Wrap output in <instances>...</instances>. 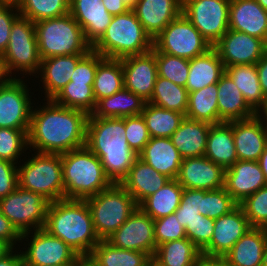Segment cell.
Here are the masks:
<instances>
[{"label":"cell","mask_w":267,"mask_h":266,"mask_svg":"<svg viewBox=\"0 0 267 266\" xmlns=\"http://www.w3.org/2000/svg\"><path fill=\"white\" fill-rule=\"evenodd\" d=\"M32 109L28 147L40 153L63 154L86 145L88 114L46 100Z\"/></svg>","instance_id":"6da1fadb"},{"label":"cell","mask_w":267,"mask_h":266,"mask_svg":"<svg viewBox=\"0 0 267 266\" xmlns=\"http://www.w3.org/2000/svg\"><path fill=\"white\" fill-rule=\"evenodd\" d=\"M85 146L100 159L112 184H120L138 158L125 137V117L100 118L89 114Z\"/></svg>","instance_id":"7a4b0ae2"},{"label":"cell","mask_w":267,"mask_h":266,"mask_svg":"<svg viewBox=\"0 0 267 266\" xmlns=\"http://www.w3.org/2000/svg\"><path fill=\"white\" fill-rule=\"evenodd\" d=\"M43 229L64 241L81 258H87L100 242L86 200L61 199L50 202Z\"/></svg>","instance_id":"3957f363"},{"label":"cell","mask_w":267,"mask_h":266,"mask_svg":"<svg viewBox=\"0 0 267 266\" xmlns=\"http://www.w3.org/2000/svg\"><path fill=\"white\" fill-rule=\"evenodd\" d=\"M61 164L64 199L85 200L112 185L100 159L86 146L61 154Z\"/></svg>","instance_id":"277c9868"},{"label":"cell","mask_w":267,"mask_h":266,"mask_svg":"<svg viewBox=\"0 0 267 266\" xmlns=\"http://www.w3.org/2000/svg\"><path fill=\"white\" fill-rule=\"evenodd\" d=\"M153 49V39L132 9L112 17L103 36L92 50L106 58L123 59Z\"/></svg>","instance_id":"5b68a950"},{"label":"cell","mask_w":267,"mask_h":266,"mask_svg":"<svg viewBox=\"0 0 267 266\" xmlns=\"http://www.w3.org/2000/svg\"><path fill=\"white\" fill-rule=\"evenodd\" d=\"M34 25L41 60L61 55L87 54L92 49L83 29L70 13L40 20Z\"/></svg>","instance_id":"8992f818"},{"label":"cell","mask_w":267,"mask_h":266,"mask_svg":"<svg viewBox=\"0 0 267 266\" xmlns=\"http://www.w3.org/2000/svg\"><path fill=\"white\" fill-rule=\"evenodd\" d=\"M92 215L93 226L100 240H107L138 207L133 197L120 185L85 199Z\"/></svg>","instance_id":"52a82bcc"},{"label":"cell","mask_w":267,"mask_h":266,"mask_svg":"<svg viewBox=\"0 0 267 266\" xmlns=\"http://www.w3.org/2000/svg\"><path fill=\"white\" fill-rule=\"evenodd\" d=\"M34 153L18 165V186L39 193L50 202L64 199L61 154Z\"/></svg>","instance_id":"ba28073f"},{"label":"cell","mask_w":267,"mask_h":266,"mask_svg":"<svg viewBox=\"0 0 267 266\" xmlns=\"http://www.w3.org/2000/svg\"><path fill=\"white\" fill-rule=\"evenodd\" d=\"M7 49L1 55L5 70L10 78L13 73L36 76L40 68L41 58L38 51L34 22L19 16L11 27Z\"/></svg>","instance_id":"9c48e42d"},{"label":"cell","mask_w":267,"mask_h":266,"mask_svg":"<svg viewBox=\"0 0 267 266\" xmlns=\"http://www.w3.org/2000/svg\"><path fill=\"white\" fill-rule=\"evenodd\" d=\"M50 201L43 195L17 186L0 199V210L20 234L43 229Z\"/></svg>","instance_id":"30bf717a"},{"label":"cell","mask_w":267,"mask_h":266,"mask_svg":"<svg viewBox=\"0 0 267 266\" xmlns=\"http://www.w3.org/2000/svg\"><path fill=\"white\" fill-rule=\"evenodd\" d=\"M161 53L191 60L212 48L194 25L181 13L153 39Z\"/></svg>","instance_id":"8fae6325"},{"label":"cell","mask_w":267,"mask_h":266,"mask_svg":"<svg viewBox=\"0 0 267 266\" xmlns=\"http://www.w3.org/2000/svg\"><path fill=\"white\" fill-rule=\"evenodd\" d=\"M33 232L21 234V240L28 242L26 251L21 252L24 265L75 266L82 259L64 241L50 235L45 229ZM28 237H31L30 242Z\"/></svg>","instance_id":"7c38bea8"},{"label":"cell","mask_w":267,"mask_h":266,"mask_svg":"<svg viewBox=\"0 0 267 266\" xmlns=\"http://www.w3.org/2000/svg\"><path fill=\"white\" fill-rule=\"evenodd\" d=\"M231 0H182V13L213 45L229 29Z\"/></svg>","instance_id":"4fadbf2b"},{"label":"cell","mask_w":267,"mask_h":266,"mask_svg":"<svg viewBox=\"0 0 267 266\" xmlns=\"http://www.w3.org/2000/svg\"><path fill=\"white\" fill-rule=\"evenodd\" d=\"M27 86L16 74L0 85V128L29 129L34 106Z\"/></svg>","instance_id":"5bb4252c"},{"label":"cell","mask_w":267,"mask_h":266,"mask_svg":"<svg viewBox=\"0 0 267 266\" xmlns=\"http://www.w3.org/2000/svg\"><path fill=\"white\" fill-rule=\"evenodd\" d=\"M107 241L116 248L145 252L153 257L157 249L154 220L138 206Z\"/></svg>","instance_id":"9a60e30c"},{"label":"cell","mask_w":267,"mask_h":266,"mask_svg":"<svg viewBox=\"0 0 267 266\" xmlns=\"http://www.w3.org/2000/svg\"><path fill=\"white\" fill-rule=\"evenodd\" d=\"M224 67L256 64L267 52V44L247 33L228 29L213 45Z\"/></svg>","instance_id":"2e32d148"},{"label":"cell","mask_w":267,"mask_h":266,"mask_svg":"<svg viewBox=\"0 0 267 266\" xmlns=\"http://www.w3.org/2000/svg\"><path fill=\"white\" fill-rule=\"evenodd\" d=\"M252 226L238 205L230 213L214 219V230L210 244L201 252L204 259L221 260L234 244Z\"/></svg>","instance_id":"e0dca14e"},{"label":"cell","mask_w":267,"mask_h":266,"mask_svg":"<svg viewBox=\"0 0 267 266\" xmlns=\"http://www.w3.org/2000/svg\"><path fill=\"white\" fill-rule=\"evenodd\" d=\"M121 62L124 88L148 102L158 77L156 48L153 46V49L146 53L125 57L121 59Z\"/></svg>","instance_id":"ac0fdd59"},{"label":"cell","mask_w":267,"mask_h":266,"mask_svg":"<svg viewBox=\"0 0 267 266\" xmlns=\"http://www.w3.org/2000/svg\"><path fill=\"white\" fill-rule=\"evenodd\" d=\"M225 169L206 156L184 158L176 180L184 189L216 190L224 187Z\"/></svg>","instance_id":"d6986e66"},{"label":"cell","mask_w":267,"mask_h":266,"mask_svg":"<svg viewBox=\"0 0 267 266\" xmlns=\"http://www.w3.org/2000/svg\"><path fill=\"white\" fill-rule=\"evenodd\" d=\"M265 185L267 181L258 161L238 160L225 169L224 188L238 204Z\"/></svg>","instance_id":"ffe728a7"},{"label":"cell","mask_w":267,"mask_h":266,"mask_svg":"<svg viewBox=\"0 0 267 266\" xmlns=\"http://www.w3.org/2000/svg\"><path fill=\"white\" fill-rule=\"evenodd\" d=\"M233 137L238 160L258 161L267 143V127L255 115L232 121Z\"/></svg>","instance_id":"44dd1931"},{"label":"cell","mask_w":267,"mask_h":266,"mask_svg":"<svg viewBox=\"0 0 267 266\" xmlns=\"http://www.w3.org/2000/svg\"><path fill=\"white\" fill-rule=\"evenodd\" d=\"M69 13L81 26L91 46L103 36L113 17L102 0H70Z\"/></svg>","instance_id":"7402d4cb"},{"label":"cell","mask_w":267,"mask_h":266,"mask_svg":"<svg viewBox=\"0 0 267 266\" xmlns=\"http://www.w3.org/2000/svg\"><path fill=\"white\" fill-rule=\"evenodd\" d=\"M132 10L154 39L182 13V0H138Z\"/></svg>","instance_id":"603a6c76"},{"label":"cell","mask_w":267,"mask_h":266,"mask_svg":"<svg viewBox=\"0 0 267 266\" xmlns=\"http://www.w3.org/2000/svg\"><path fill=\"white\" fill-rule=\"evenodd\" d=\"M229 29L247 33L267 44V11L256 0H231Z\"/></svg>","instance_id":"cb8c5ba5"},{"label":"cell","mask_w":267,"mask_h":266,"mask_svg":"<svg viewBox=\"0 0 267 266\" xmlns=\"http://www.w3.org/2000/svg\"><path fill=\"white\" fill-rule=\"evenodd\" d=\"M86 54L61 55L41 60L38 75L46 100H53L70 81L77 63Z\"/></svg>","instance_id":"d4e9b609"},{"label":"cell","mask_w":267,"mask_h":266,"mask_svg":"<svg viewBox=\"0 0 267 266\" xmlns=\"http://www.w3.org/2000/svg\"><path fill=\"white\" fill-rule=\"evenodd\" d=\"M169 180L170 178L166 175L159 173L138 157L120 185L133 197L139 206Z\"/></svg>","instance_id":"484cf974"},{"label":"cell","mask_w":267,"mask_h":266,"mask_svg":"<svg viewBox=\"0 0 267 266\" xmlns=\"http://www.w3.org/2000/svg\"><path fill=\"white\" fill-rule=\"evenodd\" d=\"M267 243V228L252 227L226 253L221 261L226 266H262Z\"/></svg>","instance_id":"4316f807"},{"label":"cell","mask_w":267,"mask_h":266,"mask_svg":"<svg viewBox=\"0 0 267 266\" xmlns=\"http://www.w3.org/2000/svg\"><path fill=\"white\" fill-rule=\"evenodd\" d=\"M138 157L170 179H176L183 160L171 139L164 137H151Z\"/></svg>","instance_id":"83f0119b"},{"label":"cell","mask_w":267,"mask_h":266,"mask_svg":"<svg viewBox=\"0 0 267 266\" xmlns=\"http://www.w3.org/2000/svg\"><path fill=\"white\" fill-rule=\"evenodd\" d=\"M211 124L185 117L170 136L182 158L204 156Z\"/></svg>","instance_id":"f1b7e54d"},{"label":"cell","mask_w":267,"mask_h":266,"mask_svg":"<svg viewBox=\"0 0 267 266\" xmlns=\"http://www.w3.org/2000/svg\"><path fill=\"white\" fill-rule=\"evenodd\" d=\"M218 114L223 122L244 120L256 115L233 80L224 73L217 82Z\"/></svg>","instance_id":"f546056e"},{"label":"cell","mask_w":267,"mask_h":266,"mask_svg":"<svg viewBox=\"0 0 267 266\" xmlns=\"http://www.w3.org/2000/svg\"><path fill=\"white\" fill-rule=\"evenodd\" d=\"M204 156L224 169L238 161L232 121L211 125Z\"/></svg>","instance_id":"4dcf8cb0"},{"label":"cell","mask_w":267,"mask_h":266,"mask_svg":"<svg viewBox=\"0 0 267 266\" xmlns=\"http://www.w3.org/2000/svg\"><path fill=\"white\" fill-rule=\"evenodd\" d=\"M225 73V67L212 47L206 53L189 60V73L185 88L188 93L216 84Z\"/></svg>","instance_id":"1f68e13d"},{"label":"cell","mask_w":267,"mask_h":266,"mask_svg":"<svg viewBox=\"0 0 267 266\" xmlns=\"http://www.w3.org/2000/svg\"><path fill=\"white\" fill-rule=\"evenodd\" d=\"M146 101L123 88L109 97L100 99L91 113L100 118H124L142 114Z\"/></svg>","instance_id":"d6a6232c"},{"label":"cell","mask_w":267,"mask_h":266,"mask_svg":"<svg viewBox=\"0 0 267 266\" xmlns=\"http://www.w3.org/2000/svg\"><path fill=\"white\" fill-rule=\"evenodd\" d=\"M87 259L93 266H146L151 256L145 252L116 248L107 240H100Z\"/></svg>","instance_id":"836d02e7"},{"label":"cell","mask_w":267,"mask_h":266,"mask_svg":"<svg viewBox=\"0 0 267 266\" xmlns=\"http://www.w3.org/2000/svg\"><path fill=\"white\" fill-rule=\"evenodd\" d=\"M248 105L257 112L264 104L265 96L259 82L256 64L233 65L225 68Z\"/></svg>","instance_id":"e575fe53"},{"label":"cell","mask_w":267,"mask_h":266,"mask_svg":"<svg viewBox=\"0 0 267 266\" xmlns=\"http://www.w3.org/2000/svg\"><path fill=\"white\" fill-rule=\"evenodd\" d=\"M183 189L176 179H170L157 192L147 197L139 207L153 220L166 217L179 207Z\"/></svg>","instance_id":"d590c367"},{"label":"cell","mask_w":267,"mask_h":266,"mask_svg":"<svg viewBox=\"0 0 267 266\" xmlns=\"http://www.w3.org/2000/svg\"><path fill=\"white\" fill-rule=\"evenodd\" d=\"M153 258L162 266H197L203 259L201 251L188 238L162 243Z\"/></svg>","instance_id":"8d00e7d4"},{"label":"cell","mask_w":267,"mask_h":266,"mask_svg":"<svg viewBox=\"0 0 267 266\" xmlns=\"http://www.w3.org/2000/svg\"><path fill=\"white\" fill-rule=\"evenodd\" d=\"M218 88L217 83L208 85L200 90L188 94V106L185 117L207 122L209 124H218L223 121L218 114Z\"/></svg>","instance_id":"74e56055"},{"label":"cell","mask_w":267,"mask_h":266,"mask_svg":"<svg viewBox=\"0 0 267 266\" xmlns=\"http://www.w3.org/2000/svg\"><path fill=\"white\" fill-rule=\"evenodd\" d=\"M124 88V74L121 59L104 57L97 65L93 82L96 103Z\"/></svg>","instance_id":"f35d334b"},{"label":"cell","mask_w":267,"mask_h":266,"mask_svg":"<svg viewBox=\"0 0 267 266\" xmlns=\"http://www.w3.org/2000/svg\"><path fill=\"white\" fill-rule=\"evenodd\" d=\"M147 129L151 137L170 138L179 127L185 115L173 110H167L146 102L142 111Z\"/></svg>","instance_id":"ab89813d"},{"label":"cell","mask_w":267,"mask_h":266,"mask_svg":"<svg viewBox=\"0 0 267 266\" xmlns=\"http://www.w3.org/2000/svg\"><path fill=\"white\" fill-rule=\"evenodd\" d=\"M188 94L184 86L158 76L154 85L153 94L148 102L155 106L186 115Z\"/></svg>","instance_id":"60d3db41"},{"label":"cell","mask_w":267,"mask_h":266,"mask_svg":"<svg viewBox=\"0 0 267 266\" xmlns=\"http://www.w3.org/2000/svg\"><path fill=\"white\" fill-rule=\"evenodd\" d=\"M53 101L64 107L85 111L89 115L96 107L93 83L69 81Z\"/></svg>","instance_id":"b9f144b4"},{"label":"cell","mask_w":267,"mask_h":266,"mask_svg":"<svg viewBox=\"0 0 267 266\" xmlns=\"http://www.w3.org/2000/svg\"><path fill=\"white\" fill-rule=\"evenodd\" d=\"M70 0H23L17 7L20 16L36 23L69 13Z\"/></svg>","instance_id":"7bdbcfd3"},{"label":"cell","mask_w":267,"mask_h":266,"mask_svg":"<svg viewBox=\"0 0 267 266\" xmlns=\"http://www.w3.org/2000/svg\"><path fill=\"white\" fill-rule=\"evenodd\" d=\"M28 130L0 128V159L18 163L22 152L25 153L29 148Z\"/></svg>","instance_id":"ee69618b"},{"label":"cell","mask_w":267,"mask_h":266,"mask_svg":"<svg viewBox=\"0 0 267 266\" xmlns=\"http://www.w3.org/2000/svg\"><path fill=\"white\" fill-rule=\"evenodd\" d=\"M156 64L158 76L185 87L189 73V60L161 53L156 49Z\"/></svg>","instance_id":"f6af8a7d"},{"label":"cell","mask_w":267,"mask_h":266,"mask_svg":"<svg viewBox=\"0 0 267 266\" xmlns=\"http://www.w3.org/2000/svg\"><path fill=\"white\" fill-rule=\"evenodd\" d=\"M238 205L224 187L216 190H204V198H201V214L217 219L230 213Z\"/></svg>","instance_id":"bcb514c9"},{"label":"cell","mask_w":267,"mask_h":266,"mask_svg":"<svg viewBox=\"0 0 267 266\" xmlns=\"http://www.w3.org/2000/svg\"><path fill=\"white\" fill-rule=\"evenodd\" d=\"M239 206L252 227L267 228V185L245 198Z\"/></svg>","instance_id":"7dc6e473"},{"label":"cell","mask_w":267,"mask_h":266,"mask_svg":"<svg viewBox=\"0 0 267 266\" xmlns=\"http://www.w3.org/2000/svg\"><path fill=\"white\" fill-rule=\"evenodd\" d=\"M201 198H204V190L183 189L182 199L175 214L184 228L200 217Z\"/></svg>","instance_id":"c3c4849f"},{"label":"cell","mask_w":267,"mask_h":266,"mask_svg":"<svg viewBox=\"0 0 267 266\" xmlns=\"http://www.w3.org/2000/svg\"><path fill=\"white\" fill-rule=\"evenodd\" d=\"M125 137L128 146L139 155L151 138L145 119L141 114L125 117Z\"/></svg>","instance_id":"681fc988"},{"label":"cell","mask_w":267,"mask_h":266,"mask_svg":"<svg viewBox=\"0 0 267 266\" xmlns=\"http://www.w3.org/2000/svg\"><path fill=\"white\" fill-rule=\"evenodd\" d=\"M179 222L175 212L166 217L154 220L156 246L162 243L187 238L185 228Z\"/></svg>","instance_id":"f907efd6"},{"label":"cell","mask_w":267,"mask_h":266,"mask_svg":"<svg viewBox=\"0 0 267 266\" xmlns=\"http://www.w3.org/2000/svg\"><path fill=\"white\" fill-rule=\"evenodd\" d=\"M214 230V219L200 214L185 227L186 237L202 252L211 241Z\"/></svg>","instance_id":"816d5d0a"},{"label":"cell","mask_w":267,"mask_h":266,"mask_svg":"<svg viewBox=\"0 0 267 266\" xmlns=\"http://www.w3.org/2000/svg\"><path fill=\"white\" fill-rule=\"evenodd\" d=\"M104 57L92 49L77 63L70 81L93 83L98 63Z\"/></svg>","instance_id":"f5cc1de1"},{"label":"cell","mask_w":267,"mask_h":266,"mask_svg":"<svg viewBox=\"0 0 267 266\" xmlns=\"http://www.w3.org/2000/svg\"><path fill=\"white\" fill-rule=\"evenodd\" d=\"M20 16L18 7L0 0V54L7 49L13 22Z\"/></svg>","instance_id":"db71d44e"},{"label":"cell","mask_w":267,"mask_h":266,"mask_svg":"<svg viewBox=\"0 0 267 266\" xmlns=\"http://www.w3.org/2000/svg\"><path fill=\"white\" fill-rule=\"evenodd\" d=\"M18 164L0 159V199L5 198L18 186Z\"/></svg>","instance_id":"11a10c76"},{"label":"cell","mask_w":267,"mask_h":266,"mask_svg":"<svg viewBox=\"0 0 267 266\" xmlns=\"http://www.w3.org/2000/svg\"><path fill=\"white\" fill-rule=\"evenodd\" d=\"M0 239L7 242L12 248L16 246L17 242L22 243L21 234L12 225L9 219L4 214L1 213V210H0Z\"/></svg>","instance_id":"9f6ffc18"},{"label":"cell","mask_w":267,"mask_h":266,"mask_svg":"<svg viewBox=\"0 0 267 266\" xmlns=\"http://www.w3.org/2000/svg\"><path fill=\"white\" fill-rule=\"evenodd\" d=\"M256 69L263 94L267 97V52L256 63Z\"/></svg>","instance_id":"6f0895ef"},{"label":"cell","mask_w":267,"mask_h":266,"mask_svg":"<svg viewBox=\"0 0 267 266\" xmlns=\"http://www.w3.org/2000/svg\"><path fill=\"white\" fill-rule=\"evenodd\" d=\"M107 11L112 15H119L130 10L122 0H102Z\"/></svg>","instance_id":"680465c9"},{"label":"cell","mask_w":267,"mask_h":266,"mask_svg":"<svg viewBox=\"0 0 267 266\" xmlns=\"http://www.w3.org/2000/svg\"><path fill=\"white\" fill-rule=\"evenodd\" d=\"M14 249H16V247L13 248L4 257L0 258V266H23L24 265L23 258L21 255V250L20 252H18L17 250L14 251Z\"/></svg>","instance_id":"91938a15"},{"label":"cell","mask_w":267,"mask_h":266,"mask_svg":"<svg viewBox=\"0 0 267 266\" xmlns=\"http://www.w3.org/2000/svg\"><path fill=\"white\" fill-rule=\"evenodd\" d=\"M258 162L260 164V167H261V170H262V172L264 174V177H265V179L267 181V143L265 145L264 151L261 154Z\"/></svg>","instance_id":"94428289"},{"label":"cell","mask_w":267,"mask_h":266,"mask_svg":"<svg viewBox=\"0 0 267 266\" xmlns=\"http://www.w3.org/2000/svg\"><path fill=\"white\" fill-rule=\"evenodd\" d=\"M256 115L261 119V121L267 127V97H265V101L263 106L256 112Z\"/></svg>","instance_id":"6125c7cd"},{"label":"cell","mask_w":267,"mask_h":266,"mask_svg":"<svg viewBox=\"0 0 267 266\" xmlns=\"http://www.w3.org/2000/svg\"><path fill=\"white\" fill-rule=\"evenodd\" d=\"M197 266H226L221 260L202 259Z\"/></svg>","instance_id":"be15d7a7"},{"label":"cell","mask_w":267,"mask_h":266,"mask_svg":"<svg viewBox=\"0 0 267 266\" xmlns=\"http://www.w3.org/2000/svg\"><path fill=\"white\" fill-rule=\"evenodd\" d=\"M10 77L8 76L5 66H4V61L2 59V56L0 54V85L5 83Z\"/></svg>","instance_id":"e7e4bbea"},{"label":"cell","mask_w":267,"mask_h":266,"mask_svg":"<svg viewBox=\"0 0 267 266\" xmlns=\"http://www.w3.org/2000/svg\"><path fill=\"white\" fill-rule=\"evenodd\" d=\"M13 248L4 240L0 239V258L8 254Z\"/></svg>","instance_id":"03108f58"},{"label":"cell","mask_w":267,"mask_h":266,"mask_svg":"<svg viewBox=\"0 0 267 266\" xmlns=\"http://www.w3.org/2000/svg\"><path fill=\"white\" fill-rule=\"evenodd\" d=\"M75 266H93L87 258H82Z\"/></svg>","instance_id":"003e7915"},{"label":"cell","mask_w":267,"mask_h":266,"mask_svg":"<svg viewBox=\"0 0 267 266\" xmlns=\"http://www.w3.org/2000/svg\"><path fill=\"white\" fill-rule=\"evenodd\" d=\"M146 266H162L156 259L151 257V259L147 262Z\"/></svg>","instance_id":"a7ac6f4b"},{"label":"cell","mask_w":267,"mask_h":266,"mask_svg":"<svg viewBox=\"0 0 267 266\" xmlns=\"http://www.w3.org/2000/svg\"><path fill=\"white\" fill-rule=\"evenodd\" d=\"M130 9H132L138 0H122Z\"/></svg>","instance_id":"89a4df30"},{"label":"cell","mask_w":267,"mask_h":266,"mask_svg":"<svg viewBox=\"0 0 267 266\" xmlns=\"http://www.w3.org/2000/svg\"><path fill=\"white\" fill-rule=\"evenodd\" d=\"M262 266H267V243L263 252Z\"/></svg>","instance_id":"2644e50d"},{"label":"cell","mask_w":267,"mask_h":266,"mask_svg":"<svg viewBox=\"0 0 267 266\" xmlns=\"http://www.w3.org/2000/svg\"><path fill=\"white\" fill-rule=\"evenodd\" d=\"M267 11V0H256Z\"/></svg>","instance_id":"8c879c8a"},{"label":"cell","mask_w":267,"mask_h":266,"mask_svg":"<svg viewBox=\"0 0 267 266\" xmlns=\"http://www.w3.org/2000/svg\"><path fill=\"white\" fill-rule=\"evenodd\" d=\"M9 4L18 6L23 0H6Z\"/></svg>","instance_id":"753ad0ef"}]
</instances>
